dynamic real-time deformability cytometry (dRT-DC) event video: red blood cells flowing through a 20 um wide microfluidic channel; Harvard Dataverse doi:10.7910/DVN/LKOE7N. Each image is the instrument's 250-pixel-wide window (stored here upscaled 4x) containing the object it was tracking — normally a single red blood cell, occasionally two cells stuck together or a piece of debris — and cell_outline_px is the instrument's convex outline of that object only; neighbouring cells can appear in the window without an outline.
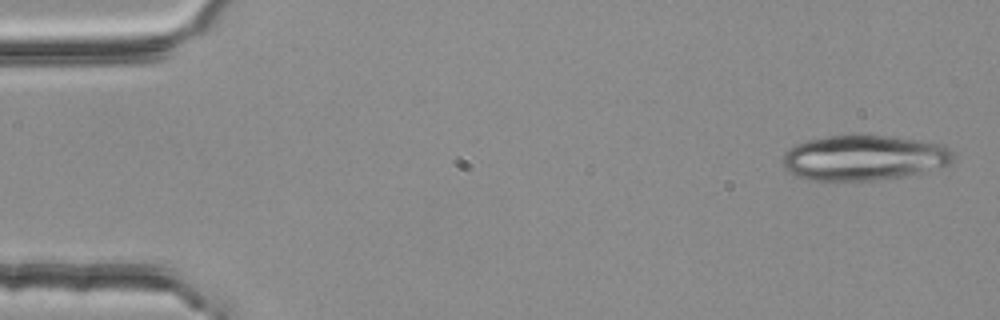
{"species": "common noctule bat (a hibernating species)", "species_latin": "Nyctalus noctula", "temperature_condition": "room temperature", "stored_images_in_passage": 5, "camera_frame_rate_fps": 3000, "um_per_image_px": 0.085, "animal": {"sex": "female", "body_mass_g": 25.1}, "frame": {"image": 1, "passage_image": 1, "time_ms": 0.0, "image_size_px": [1000, 320], "cell_outline_px": [[956, 160], [952, 164], [904, 176], [876, 180], [812, 180], [796, 176], [788, 172], [784, 168], [784, 152], [788, 148], [796, 144], [808, 140], [848, 132], [856, 132], [920, 140], [944, 144], [956, 152]], "centroid_in_image_um": [73.48, 13.37], "position_along_channel_um": 11.5, "area_um2": 46.07}}